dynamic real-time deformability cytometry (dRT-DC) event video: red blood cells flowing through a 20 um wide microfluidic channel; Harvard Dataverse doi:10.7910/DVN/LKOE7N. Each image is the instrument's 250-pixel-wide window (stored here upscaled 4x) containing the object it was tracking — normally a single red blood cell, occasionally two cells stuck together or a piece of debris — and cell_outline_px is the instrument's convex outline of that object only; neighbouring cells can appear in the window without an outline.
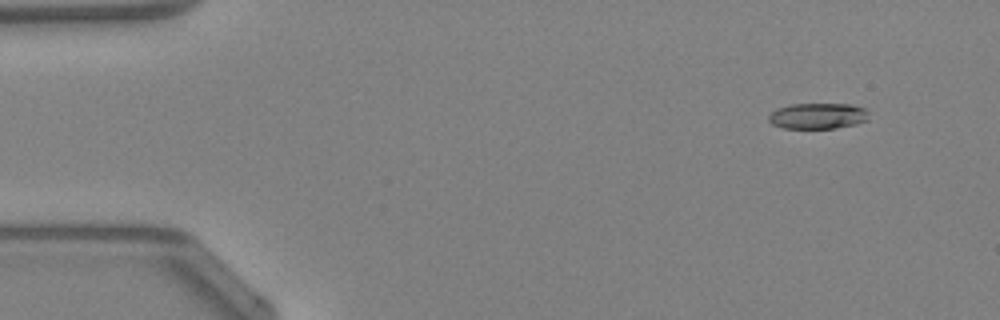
{"species": "Egyptian fruit bat (a non-hibernating species)", "species_latin": "Rousettus aegyptiacus", "temperature_condition": "warm", "stored_images_in_passage": 48, "camera_frame_rate_fps": 3000, "um_per_image_px": 0.085, "animal": {"sex": "female"}, "frame": {"image": 1, "passage_image": 5, "time_ms": 1.333, "image_size_px": [1000, 320], "cell_outline_px": [[868, 120], [856, 124], [836, 128], [784, 128], [772, 124], [768, 120], [768, 116], [776, 108], [792, 104], [852, 104], [864, 108], [868, 112]], "centroid_in_image_um": [69.52, 9.85], "position_along_channel_um": 15.5, "area_um2": 15.14}}
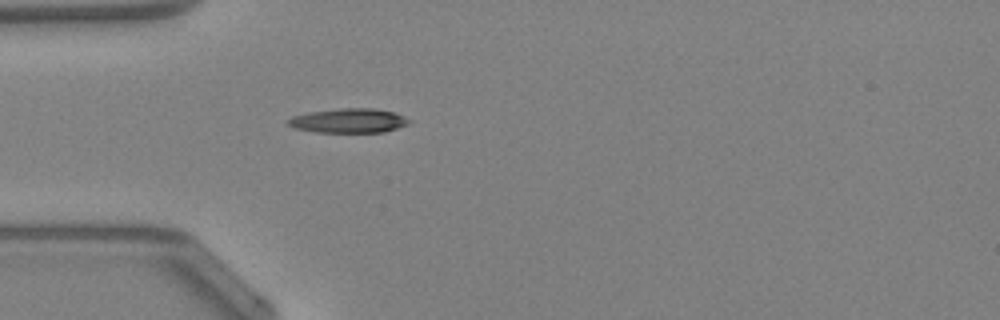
{"frame": {"image": 2, "passage_image": 15, "time_ms": 4.667, "image_size_px": [1000, 320], "cell_outline_px": [[412, 120], [408, 124], [384, 132], [316, 132], [296, 128], [288, 124], [288, 120], [292, 116], [308, 112], [340, 108], [372, 108], [392, 112], [404, 116]], "centroid_in_image_um": [29.65, 10.25], "position_along_channel_um": 55.4, "area_um2": 17.05}}
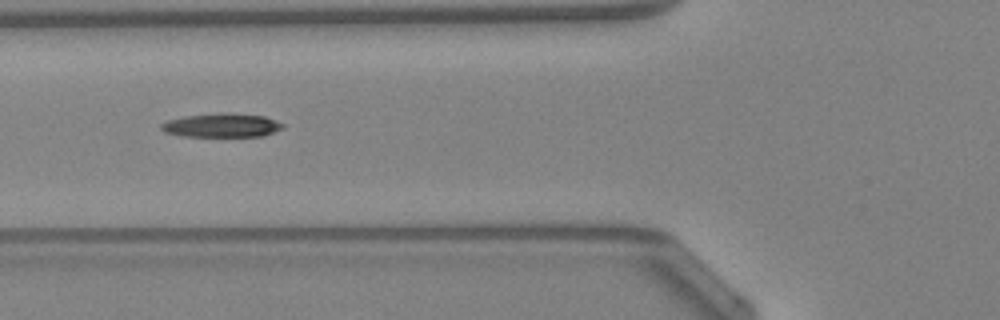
{"frame": {"image": 3, "passage_image": 19, "time_ms": 6.0, "image_size_px": [1000, 320], "cell_outline_px": [[284, 128], [264, 136], [184, 136], [164, 132], [160, 128], [160, 124], [168, 120], [184, 116], [220, 112], [228, 112], [264, 116], [276, 120], [284, 124]], "centroid_in_image_um": [18.86, 10.64], "position_along_channel_um": 106.9, "area_um2": 17.05}, "authors_computed_cell_mechanics": {"area_um2": 16.5308, "velocity_mm_per_s": 4.3055, "shape_relaxation_time_tau1_ms": 4.9367, "shape_relaxation_time_tau2_ms": null, "deformation_change_tau1": 0.1466, "deformation_change_tau2": null}}